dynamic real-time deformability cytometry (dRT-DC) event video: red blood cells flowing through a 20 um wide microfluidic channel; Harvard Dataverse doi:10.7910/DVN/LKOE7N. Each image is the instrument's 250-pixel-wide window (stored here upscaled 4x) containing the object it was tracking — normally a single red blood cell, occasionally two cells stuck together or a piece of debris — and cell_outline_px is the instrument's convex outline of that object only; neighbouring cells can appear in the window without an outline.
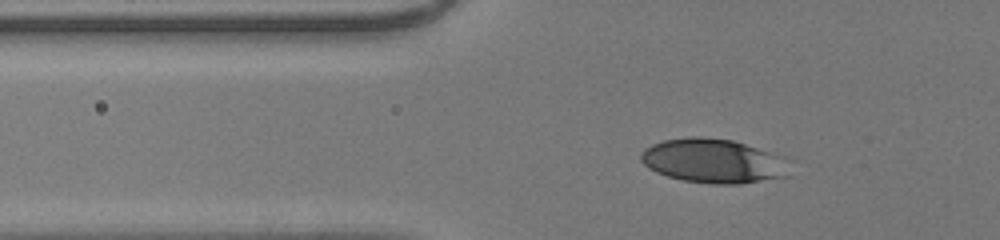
{"species": "human", "species_latin": "Homo sapiens", "temperature_condition": "room temperature", "stored_images_in_passage": 40, "camera_frame_rate_fps": 3000, "um_per_image_px": 0.085, "donor": {"sex": "male"}, "frame": {"image": 1, "passage_image": 14, "time_ms": 4.333, "image_size_px": [1000, 240], "cell_outline_px": [[788, 176], [740, 184], [712, 184], [684, 180], [668, 176], [656, 172], [648, 168], [640, 160], [640, 152], [644, 148], [652, 144], [664, 140], [688, 136], [700, 136], [732, 140], [768, 152]], "centroid_in_image_um": [60.4, 13.67], "position_along_channel_um": 65.4, "area_um2": 37.05}}
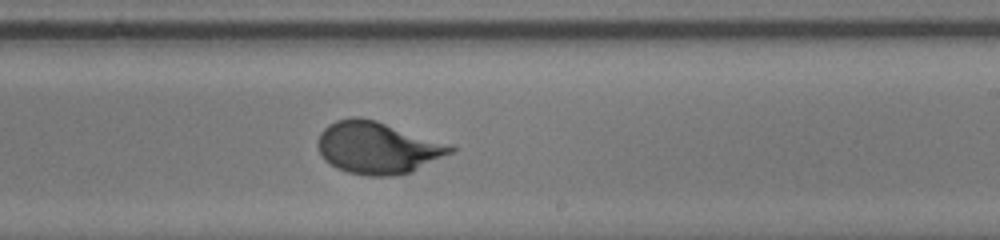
{"frame": {"image": 2, "passage_image": 29, "time_ms": 9.333, "image_size_px": [1000, 240], "cell_outline_px": [[456, 148], [452, 152], [412, 172], [392, 176], [364, 176], [348, 172], [336, 168], [324, 160], [316, 144], [320, 132], [328, 124], [336, 120], [352, 116], [360, 116], [376, 120]], "centroid_in_image_um": [32.0, 12.56], "position_along_channel_um": 257.0, "area_um2": 39.88}}
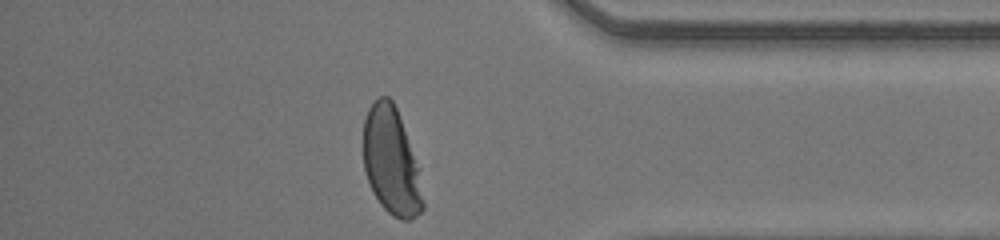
{"frame": {"image": 3, "passage_image": 40, "time_ms": 13.0, "image_size_px": [1000, 240], "cell_outline_px": [[424, 208], [412, 220], [400, 220], [392, 216], [380, 204], [372, 192], [364, 168], [364, 120], [368, 108], [380, 96], [388, 96], [392, 100], [396, 108], [416, 168], [424, 200]], "centroid_in_image_um": [33.22, 13.77], "position_along_channel_um": 402.0, "area_um2": 36.18}, "authors_computed_cell_mechanics": {"area_um2": 39.4774, "velocity_mm_per_s": 4.2158, "shape_relaxation_time_tau1_ms": 3.2203, "shape_relaxation_time_tau2_ms": null, "deformation_change_tau1": 0.1797, "deformation_change_tau2": null}}